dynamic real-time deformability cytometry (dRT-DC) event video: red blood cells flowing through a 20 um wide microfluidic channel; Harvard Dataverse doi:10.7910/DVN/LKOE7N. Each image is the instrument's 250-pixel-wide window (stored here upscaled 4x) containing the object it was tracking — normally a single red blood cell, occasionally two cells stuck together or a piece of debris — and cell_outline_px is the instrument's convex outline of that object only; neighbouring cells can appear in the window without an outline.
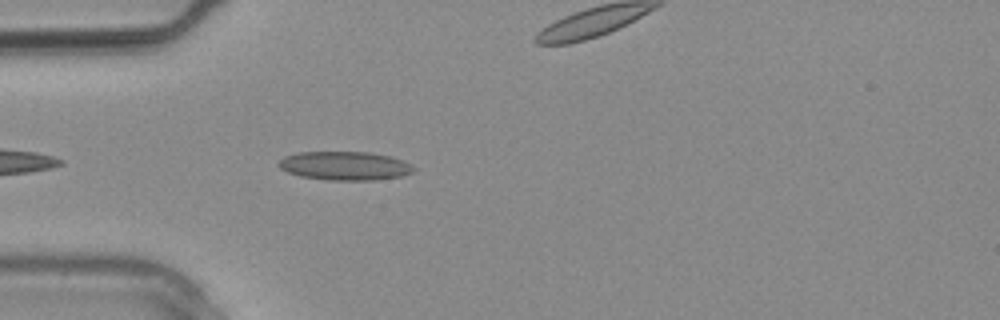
{"species": "common noctule bat (a hibernating species)", "species_latin": "Nyctalus noctula", "temperature_condition": "warm", "stored_images_in_passage": 3, "camera_frame_rate_fps": 3000, "um_per_image_px": 0.085, "animal": {"sex": "male", "body_mass_g": 20.4}, "frame": {"image": 1, "passage_image": 2, "time_ms": 0.333, "image_size_px": [1000, 320], "cell_outline_px": [[416, 168], [412, 172], [404, 176], [372, 180], [328, 180], [300, 176], [288, 172], [280, 168], [276, 164], [284, 156], [296, 152], [368, 152], [392, 156], [404, 160], [412, 164]], "centroid_in_image_um": [29.33, 14.09], "position_along_channel_um": 55.7, "area_um2": 22.83}}